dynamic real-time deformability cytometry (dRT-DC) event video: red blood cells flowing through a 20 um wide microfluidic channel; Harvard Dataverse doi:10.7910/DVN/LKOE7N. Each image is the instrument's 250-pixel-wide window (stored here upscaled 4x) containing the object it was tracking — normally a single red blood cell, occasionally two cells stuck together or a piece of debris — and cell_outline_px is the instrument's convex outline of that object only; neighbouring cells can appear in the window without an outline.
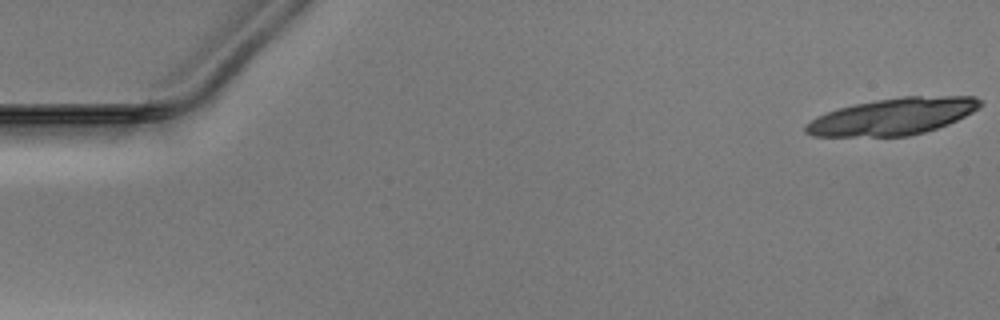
{"species": "Egyptian fruit bat (a non-hibernating species)", "species_latin": "Rousettus aegyptiacus", "temperature_condition": "warm", "stored_images_in_passage": 36, "camera_frame_rate_fps": 3000, "um_per_image_px": 0.085, "animal": {"sex": "male"}, "frame": {"image": 1, "passage_image": 1, "time_ms": 0.0, "image_size_px": [1000, 320], "cell_outline_px": [[980, 108], [948, 124], [924, 132], [908, 136], [812, 136], [804, 132], [804, 128], [812, 120], [828, 112], [840, 108], [856, 104], [876, 100], [904, 96], [972, 96], [980, 100]], "centroid_in_image_um": [75.91, 9.9], "position_along_channel_um": 9.1, "area_um2": 36.82}}
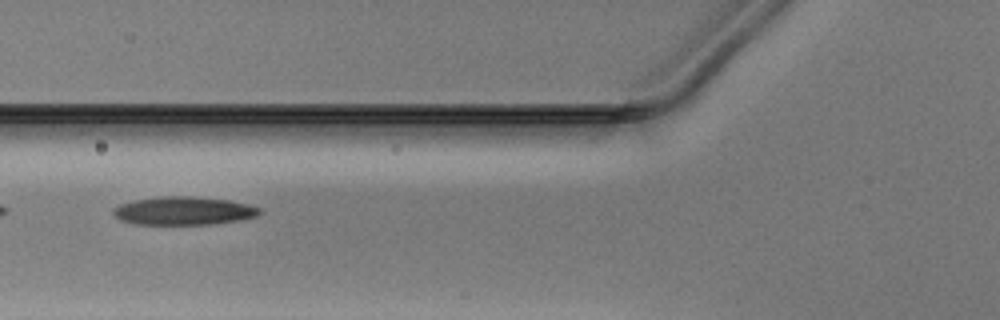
{"frame": {"image": 2, "passage_image": 20, "time_ms": 6.333, "image_size_px": [1000, 320], "cell_outline_px": [[264, 212], [260, 216], [240, 220], [212, 224], [132, 224], [120, 220], [112, 212], [112, 208], [120, 204], [132, 200], [160, 196], [188, 196], [228, 200], [248, 204], [260, 208]], "centroid_in_image_um": [15.62, 17.92], "position_along_channel_um": 110.2, "area_um2": 24.33}}
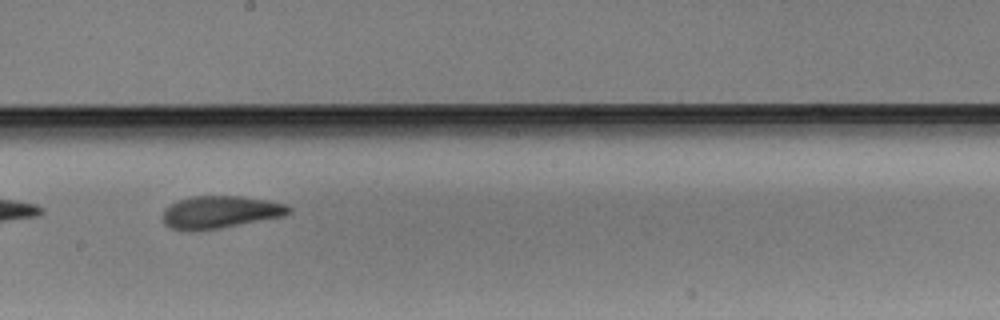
{"frame": {"image": 3, "passage_image": 29, "time_ms": 9.333, "image_size_px": [1000, 320], "cell_outline_px": [[292, 212], [284, 216], [200, 232], [192, 232], [172, 228], [164, 224], [160, 216], [164, 208], [180, 200], [192, 196], [240, 196], [268, 200], [288, 204], [292, 208]], "centroid_in_image_um": [18.71, 18.05], "position_along_channel_um": 229.5, "area_um2": 24.33}}